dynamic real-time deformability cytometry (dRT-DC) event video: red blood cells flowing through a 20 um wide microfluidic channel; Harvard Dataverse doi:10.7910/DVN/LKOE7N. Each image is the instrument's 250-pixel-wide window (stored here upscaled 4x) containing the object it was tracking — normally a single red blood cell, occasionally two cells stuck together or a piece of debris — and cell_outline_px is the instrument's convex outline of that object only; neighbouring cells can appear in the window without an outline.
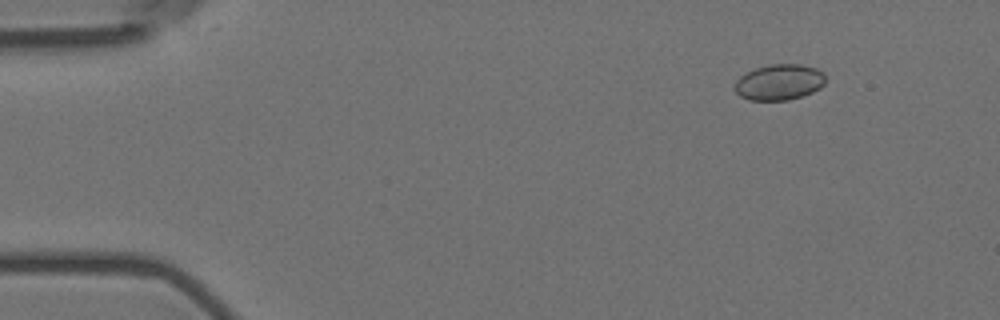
{"species": "Egyptian fruit bat (a non-hibernating species)", "species_latin": "Rousettus aegyptiacus", "temperature_condition": "room temperature", "stored_images_in_passage": 53, "camera_frame_rate_fps": 3000, "um_per_image_px": 0.085, "animal": {"sex": "female"}, "frame": {"image": 1, "passage_image": 3, "time_ms": 0.667, "image_size_px": [1000, 320], "cell_outline_px": [[824, 84], [820, 88], [812, 92], [788, 100], [748, 100], [740, 96], [736, 92], [736, 80], [740, 76], [756, 68], [768, 64], [800, 64], [816, 68], [824, 72]], "centroid_in_image_um": [66.24, 6.98], "position_along_channel_um": 18.8, "area_um2": 18.84}}
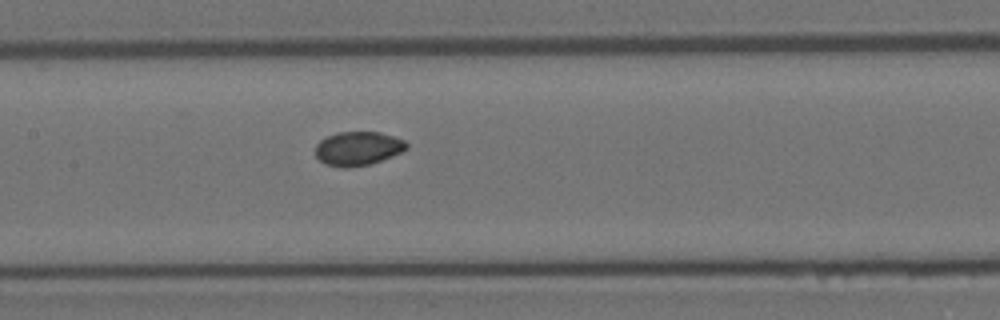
{"frame": {"image": 2, "passage_image": 24, "time_ms": 7.667, "image_size_px": [1000, 320], "cell_outline_px": [[408, 148], [392, 156], [368, 164], [348, 168], [340, 168], [324, 164], [316, 156], [316, 144], [320, 140], [336, 132], [380, 132], [404, 140], [408, 144]], "centroid_in_image_um": [30.4, 12.62], "position_along_channel_um": 177.0, "area_um2": 17.98}}
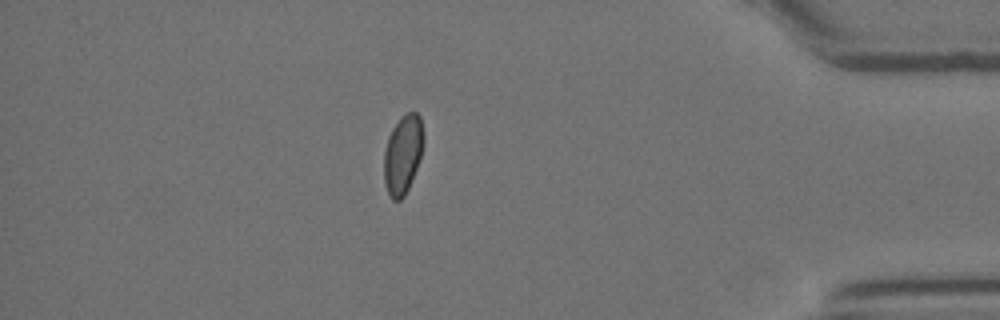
{"frame": {"image": 3, "passage_image": 46, "time_ms": 15.0, "image_size_px": [1000, 320], "cell_outline_px": [[424, 140], [420, 156], [416, 168], [408, 188], [404, 196], [400, 200], [392, 200], [384, 184], [384, 152], [388, 136], [392, 128], [400, 116], [408, 112], [416, 112], [420, 116], [424, 136]], "centroid_in_image_um": [34.23, 13.09], "position_along_channel_um": 401.0, "area_um2": 18.15}, "authors_computed_cell_mechanics": {"area_um2": 18.207, "velocity_mm_per_s": 3.5946, "shape_relaxation_time_tau1_ms": 8.6764, "shape_relaxation_time_tau2_ms": null, "deformation_change_tau1": 0.0722, "deformation_change_tau2": null}}